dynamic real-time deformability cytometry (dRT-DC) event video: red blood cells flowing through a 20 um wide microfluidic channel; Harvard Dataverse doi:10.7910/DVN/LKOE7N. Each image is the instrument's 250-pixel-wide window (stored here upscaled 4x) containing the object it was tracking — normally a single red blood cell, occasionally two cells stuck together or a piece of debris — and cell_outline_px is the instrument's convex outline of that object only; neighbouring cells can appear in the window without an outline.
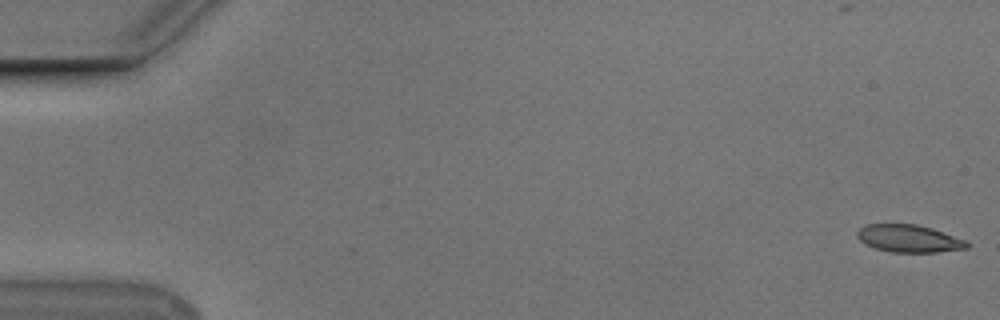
{"species": "Egyptian fruit bat (a non-hibernating species)", "species_latin": "Rousettus aegyptiacus", "temperature_condition": "cold", "stored_images_in_passage": 55, "camera_frame_rate_fps": 3000, "um_per_image_px": 0.085, "animal": {"sex": "male"}, "frame": {"image": 1, "passage_image": 1, "time_ms": 0.0, "image_size_px": [1000, 320], "cell_outline_px": [[968, 248], [936, 252], [888, 252], [864, 244], [856, 236], [856, 232], [860, 228], [868, 224], [916, 224], [932, 228], [964, 240], [968, 244]], "centroid_in_image_um": [77.21, 20.27], "position_along_channel_um": 7.8, "area_um2": 17.46}}
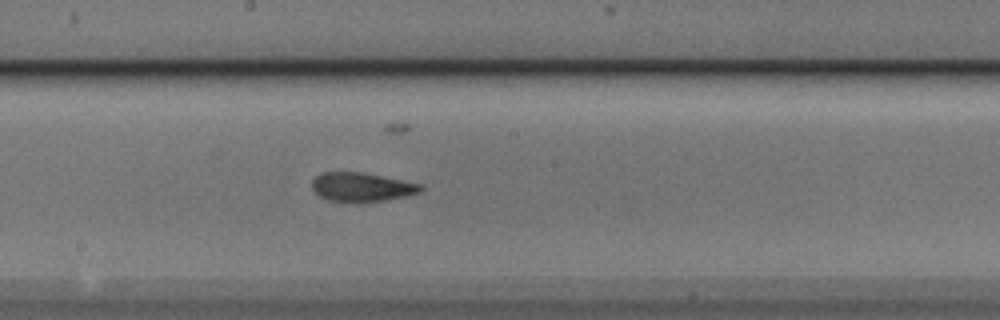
{"frame": {"image": 2, "passage_image": 30, "time_ms": 9.667, "image_size_px": [1000, 320], "cell_outline_px": [[424, 188], [420, 192], [388, 200], [360, 204], [352, 204], [328, 200], [320, 196], [312, 188], [312, 180], [320, 172], [364, 172], [424, 184]], "centroid_in_image_um": [30.76, 15.92], "position_along_channel_um": 217.4, "area_um2": 19.02}}
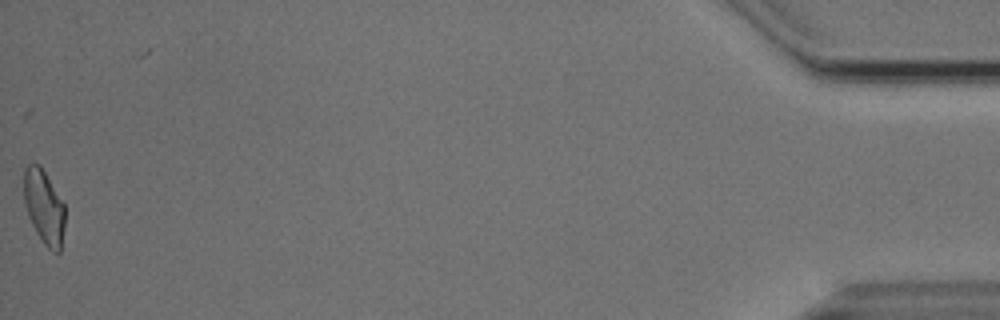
{"frame": {"image": 3, "passage_image": 55, "time_ms": 18.0, "image_size_px": [1000, 320], "cell_outline_px": [[64, 224], [60, 252], [52, 252], [44, 244], [36, 232], [28, 216], [24, 200], [24, 168], [32, 160], [40, 164], [64, 204]], "centroid_in_image_um": [3.72, 17.55], "position_along_channel_um": 431.5, "area_um2": 17.74}, "authors_computed_cell_mechanics": {"area_um2": 18.207, "velocity_mm_per_s": 3.7545, "shape_relaxation_time_tau1_ms": 3.5896, "shape_relaxation_time_tau2_ms": 1.8136, "deformation_change_tau1": 0.136, "deformation_change_tau2": 0.0901}}